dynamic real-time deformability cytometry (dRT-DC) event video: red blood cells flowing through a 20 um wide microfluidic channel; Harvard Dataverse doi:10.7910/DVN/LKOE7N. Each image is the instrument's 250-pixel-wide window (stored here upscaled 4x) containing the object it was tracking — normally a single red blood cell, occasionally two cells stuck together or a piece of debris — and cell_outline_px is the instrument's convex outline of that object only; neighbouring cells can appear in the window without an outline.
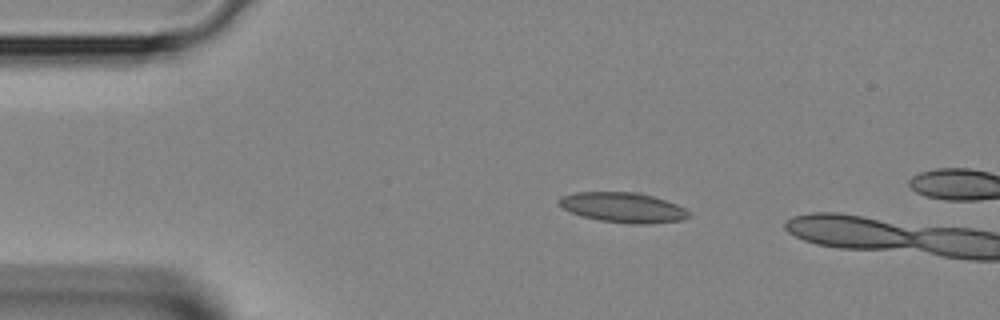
{"species": "Egyptian fruit bat (a non-hibernating species)", "species_latin": "Rousettus aegyptiacus", "temperature_condition": "room temperature", "stored_images_in_passage": 3, "camera_frame_rate_fps": 3000, "um_per_image_px": 0.085, "animal": {"sex": "female"}, "frame": {"image": 1, "passage_image": 1, "time_ms": 0.0, "image_size_px": [1000, 320], "cell_outline_px": [[692, 216], [684, 220], [648, 224], [628, 224], [600, 220], [580, 216], [564, 208], [560, 204], [560, 200], [564, 196], [576, 192], [640, 192], [676, 204], [684, 208]], "centroid_in_image_um": [53.02, 17.65], "position_along_channel_um": 32.0, "area_um2": 22.6}}